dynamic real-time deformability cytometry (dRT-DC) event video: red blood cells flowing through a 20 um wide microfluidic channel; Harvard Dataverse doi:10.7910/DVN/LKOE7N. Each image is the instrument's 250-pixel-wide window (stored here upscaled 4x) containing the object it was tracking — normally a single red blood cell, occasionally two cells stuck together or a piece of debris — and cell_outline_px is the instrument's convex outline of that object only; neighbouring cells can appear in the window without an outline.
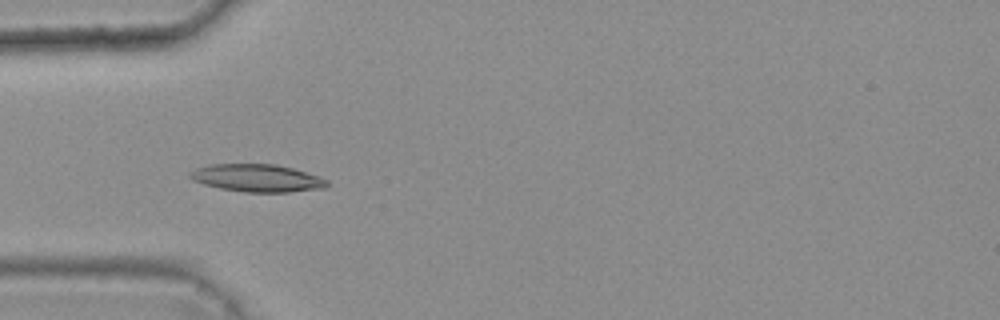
{"species": "common noctule bat (a hibernating species)", "species_latin": "Nyctalus noctula", "temperature_condition": "warm", "stored_images_in_passage": 6, "camera_frame_rate_fps": 3000, "um_per_image_px": 0.085, "animal": {"sex": "female", "body_mass_g": 25.1}, "frame": {"image": 1, "passage_image": 5, "time_ms": 1.333, "image_size_px": [1000, 320], "cell_outline_px": [[328, 188], [288, 192], [244, 192], [220, 188], [204, 184], [192, 180], [188, 176], [188, 172], [196, 168], [212, 164], [276, 164], [292, 168], [320, 176], [328, 180]], "centroid_in_image_um": [21.87, 15.13], "position_along_channel_um": 63.1, "area_um2": 22.2}}
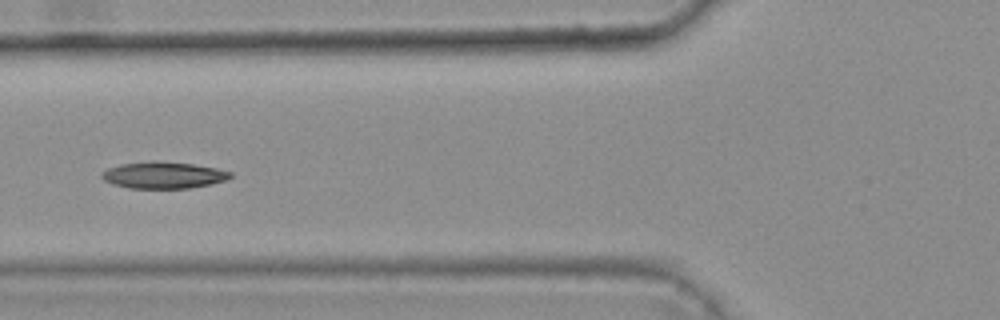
{"frame": {"image": 2, "passage_image": 6, "time_ms": 1.667, "image_size_px": [1000, 320], "cell_outline_px": [[232, 176], [224, 180], [212, 184], [188, 188], [128, 188], [112, 184], [104, 180], [100, 176], [100, 172], [108, 168], [120, 164], [152, 160], [156, 160], [192, 164], [216, 168], [232, 172]], "centroid_in_image_um": [13.85, 14.88], "position_along_channel_um": 112.0, "area_um2": 20.11}}